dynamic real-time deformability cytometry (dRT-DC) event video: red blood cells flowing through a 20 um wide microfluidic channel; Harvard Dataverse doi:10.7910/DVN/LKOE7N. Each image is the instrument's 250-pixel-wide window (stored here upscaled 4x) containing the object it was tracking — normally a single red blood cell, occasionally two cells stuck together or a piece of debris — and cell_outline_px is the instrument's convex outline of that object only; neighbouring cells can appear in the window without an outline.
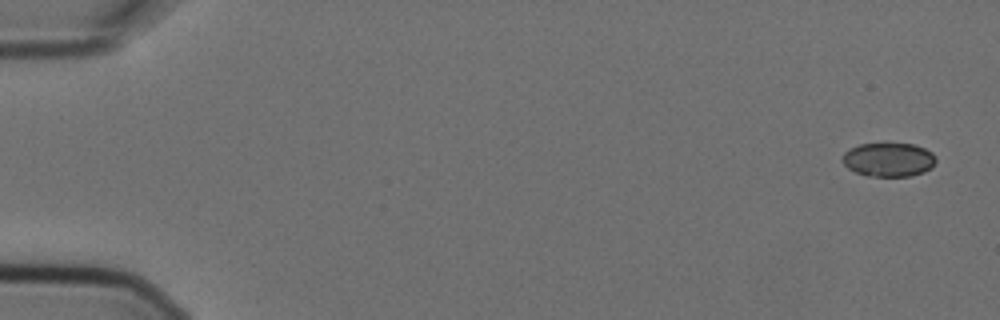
{"species": "Egyptian fruit bat (a non-hibernating species)", "species_latin": "Rousettus aegyptiacus", "temperature_condition": "cold", "stored_images_in_passage": 2, "camera_frame_rate_fps": 3000, "um_per_image_px": 0.085, "animal": {"sex": "female"}, "frame": {"image": 1, "passage_image": 1, "time_ms": 0.0, "image_size_px": [1000, 320], "cell_outline_px": [[936, 160], [932, 168], [924, 172], [912, 176], [868, 176], [856, 172], [848, 168], [844, 164], [844, 152], [860, 144], [916, 144], [932, 152], [936, 156]], "centroid_in_image_um": [75.59, 13.58], "position_along_channel_um": 9.4, "area_um2": 18.38}}